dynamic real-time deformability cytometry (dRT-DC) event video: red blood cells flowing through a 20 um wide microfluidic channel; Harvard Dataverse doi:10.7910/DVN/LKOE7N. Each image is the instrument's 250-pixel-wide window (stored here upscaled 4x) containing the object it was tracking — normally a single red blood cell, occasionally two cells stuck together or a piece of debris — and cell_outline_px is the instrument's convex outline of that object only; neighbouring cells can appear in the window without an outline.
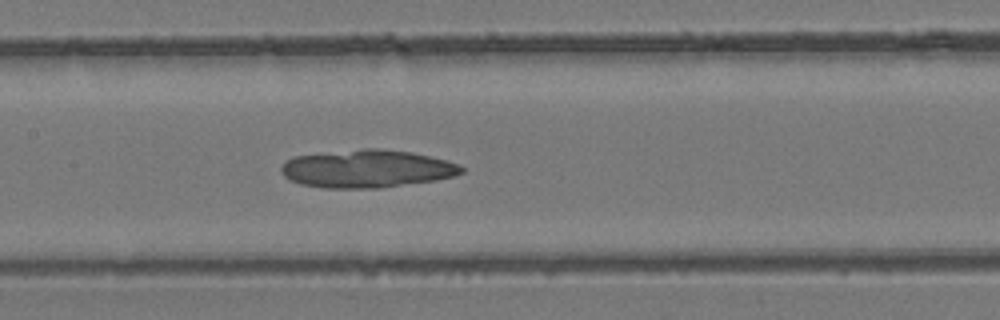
{"species": "common noctule bat (a hibernating species)", "species_latin": "Nyctalus noctula", "temperature_condition": "room temperature", "stored_images_in_passage": 44, "camera_frame_rate_fps": 3000, "um_per_image_px": 0.085, "animal": {"sex": "female", "body_mass_g": 24.6, "forearm_length_mm": 56.2}, "frame": {"image": 1, "passage_image": 21, "time_ms": 6.667, "image_size_px": [1000, 320], "cell_outline_px": [[464, 172], [452, 176], [436, 180], [380, 188], [324, 188], [300, 184], [284, 176], [280, 168], [288, 160], [296, 156], [364, 148], [380, 148], [412, 152], [460, 164], [464, 168]], "centroid_in_image_um": [31.21, 14.35], "position_along_channel_um": 176.2, "area_um2": 39.54}}
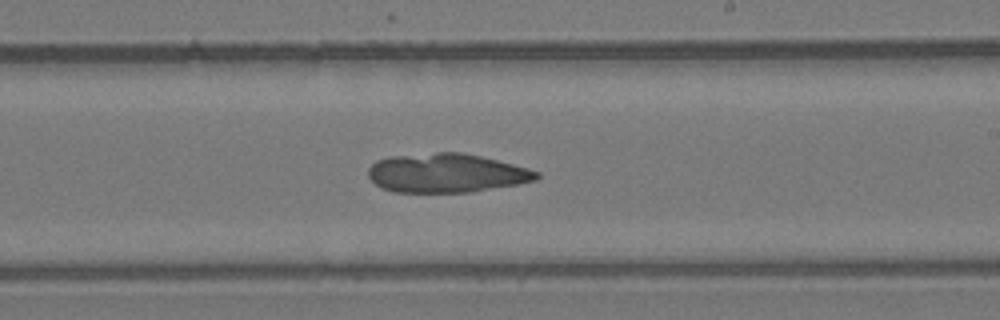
{"frame": {"image": 2, "passage_image": 26, "time_ms": 8.333, "image_size_px": [1000, 320], "cell_outline_px": [[540, 176], [536, 180], [516, 184], [472, 192], [392, 192], [376, 184], [368, 176], [368, 168], [376, 160], [392, 156], [436, 152], [464, 152], [528, 168], [540, 172]], "centroid_in_image_um": [37.94, 14.7], "position_along_channel_um": 251.1, "area_um2": 38.15}}
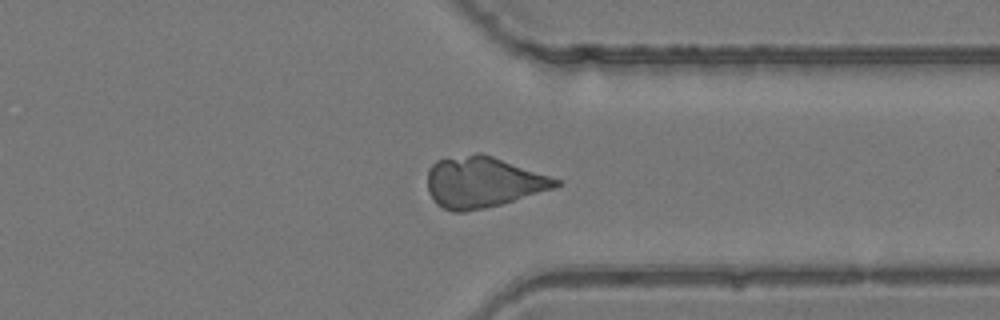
{"frame": {"image": 3, "passage_image": 34, "time_ms": 11.0, "image_size_px": [1000, 320], "cell_outline_px": [[560, 184], [552, 188], [500, 204], [484, 208], [464, 212], [452, 212], [436, 204], [428, 192], [428, 168], [436, 160], [476, 152], [480, 152], [492, 156], [560, 180]], "centroid_in_image_um": [40.96, 15.48], "position_along_channel_um": 370.4, "area_um2": 37.57}}